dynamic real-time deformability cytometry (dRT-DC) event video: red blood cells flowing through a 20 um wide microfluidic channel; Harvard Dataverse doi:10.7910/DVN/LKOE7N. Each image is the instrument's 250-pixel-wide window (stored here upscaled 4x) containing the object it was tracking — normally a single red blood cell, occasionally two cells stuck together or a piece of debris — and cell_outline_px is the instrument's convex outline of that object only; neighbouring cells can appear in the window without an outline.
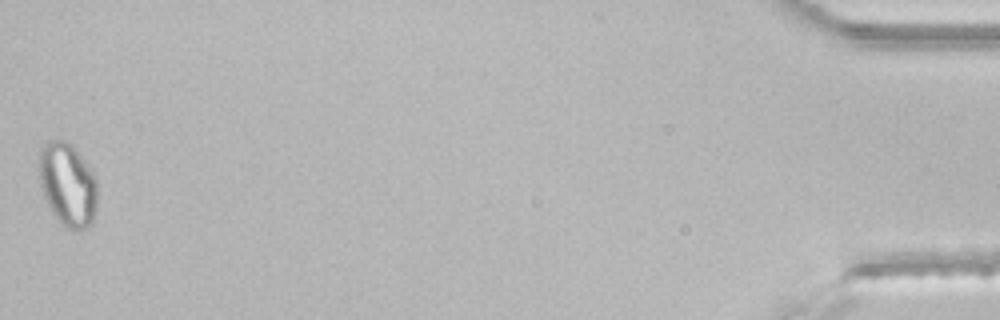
{"species": "common noctule bat (a hibernating species)", "species_latin": "Nyctalus noctula", "temperature_condition": "room temperature", "stored_images_in_passage": 47, "segment_of_instrument_passage": [2, 2], "camera_frame_rate_fps": 3000, "um_per_image_px": 0.085, "animal": {"sex": "male", "body_mass_g": 21.5, "forearm_length_mm": 52.0}, "frame": {"image": 1, "passage_image": 47, "time_ms": 15.333, "image_size_px": [1000, 320], "cell_outline_px": [[96, 212], [92, 224], [88, 228], [80, 232], [64, 228], [52, 212], [44, 196], [40, 184], [40, 148], [48, 140], [68, 140], [76, 148], [92, 172], [96, 180]], "centroid_in_image_um": [5.77, 15.72], "position_along_channel_um": 429.4, "area_um2": 28.61}}